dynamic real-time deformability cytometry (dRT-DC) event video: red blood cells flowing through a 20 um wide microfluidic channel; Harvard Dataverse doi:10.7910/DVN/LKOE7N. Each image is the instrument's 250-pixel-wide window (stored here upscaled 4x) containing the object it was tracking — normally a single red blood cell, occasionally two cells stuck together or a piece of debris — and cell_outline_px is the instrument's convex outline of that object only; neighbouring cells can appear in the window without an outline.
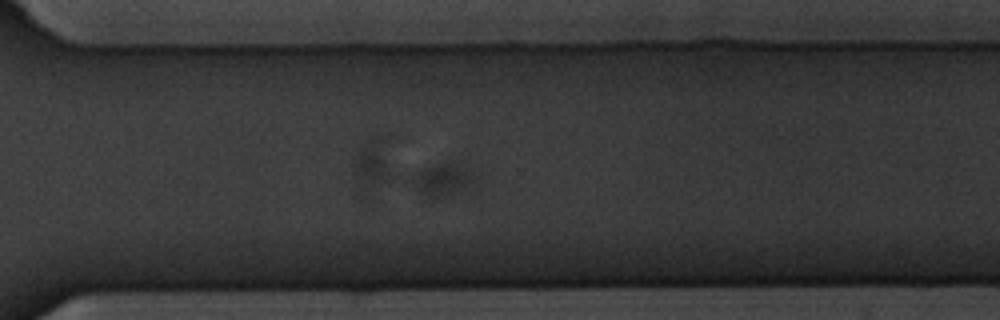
{"species": "common noctule bat (a hibernating species)", "species_latin": "Nyctalus noctula", "temperature_condition": "warm", "stored_images_in_passage": 53, "segment_of_instrument_passage": [2, 3], "camera_frame_rate_fps": 3000, "um_per_image_px": 0.085, "animal": {"sex": "male", "body_mass_g": 20.1, "forearm_length_mm": 53.5}, "frame": {"image": 1, "passage_image": 38, "time_ms": 12.333, "image_size_px": [1000, 320], "cell_outline_px": [[472, 180], [456, 192], [448, 196], [428, 196], [420, 188], [420, 172], [424, 168], [460, 160], [472, 172]], "centroid_in_image_um": [37.81, 15.19], "position_along_channel_um": 332.8, "area_um2": 10.17}}